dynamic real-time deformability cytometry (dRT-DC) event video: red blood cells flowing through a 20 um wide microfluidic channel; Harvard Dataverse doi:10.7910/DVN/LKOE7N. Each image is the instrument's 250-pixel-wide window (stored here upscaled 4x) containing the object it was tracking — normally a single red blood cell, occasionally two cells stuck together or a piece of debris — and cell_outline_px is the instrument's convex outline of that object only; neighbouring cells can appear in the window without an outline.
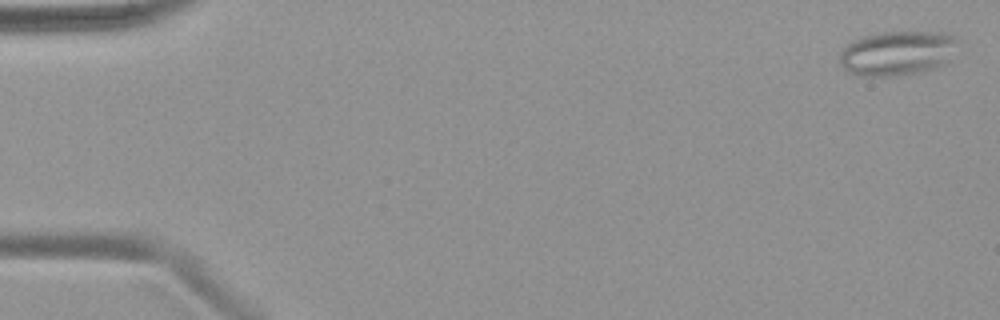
{"species": "common noctule bat (a hibernating species)", "species_latin": "Nyctalus noctula", "temperature_condition": "warm", "stored_images_in_passage": 49, "camera_frame_rate_fps": 3000, "um_per_image_px": 0.085, "animal": {"sex": "female", "body_mass_g": 19.9}, "frame": {"image": 1, "passage_image": 1, "time_ms": 0.0, "image_size_px": [1000, 320], "cell_outline_px": [[956, 40], [944, 64], [920, 72], [892, 76], [860, 76], [848, 72], [840, 64], [840, 52], [852, 40], [864, 36], [884, 32], [944, 32], [956, 36]], "centroid_in_image_um": [76.19, 4.52], "position_along_channel_um": 8.8, "area_um2": 30.17}}
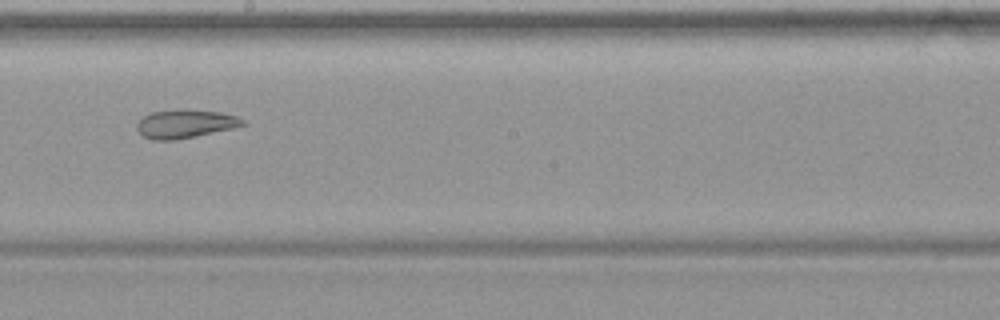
{"frame": {"image": 2, "passage_image": 28, "time_ms": 9.0, "image_size_px": [1000, 320], "cell_outline_px": [[248, 124], [232, 128], [196, 136], [176, 140], [152, 140], [144, 136], [136, 128], [136, 124], [144, 116], [152, 112], [220, 112], [236, 116], [244, 120]], "centroid_in_image_um": [15.75, 10.58], "position_along_channel_um": 232.5, "area_um2": 16.65}}
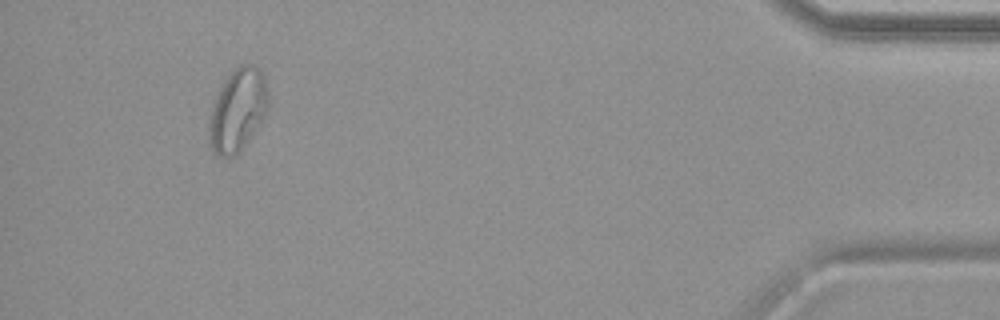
{"frame": {"image": 3, "passage_image": 46, "time_ms": 15.0, "image_size_px": [1000, 320], "cell_outline_px": [[268, 108], [264, 116], [240, 152], [232, 156], [220, 156], [212, 152], [208, 140], [208, 124], [212, 104], [224, 80], [232, 68], [240, 64], [252, 64], [264, 76], [268, 96]], "centroid_in_image_um": [20.16, 9.35], "position_along_channel_um": 415.0, "area_um2": 28.55}}